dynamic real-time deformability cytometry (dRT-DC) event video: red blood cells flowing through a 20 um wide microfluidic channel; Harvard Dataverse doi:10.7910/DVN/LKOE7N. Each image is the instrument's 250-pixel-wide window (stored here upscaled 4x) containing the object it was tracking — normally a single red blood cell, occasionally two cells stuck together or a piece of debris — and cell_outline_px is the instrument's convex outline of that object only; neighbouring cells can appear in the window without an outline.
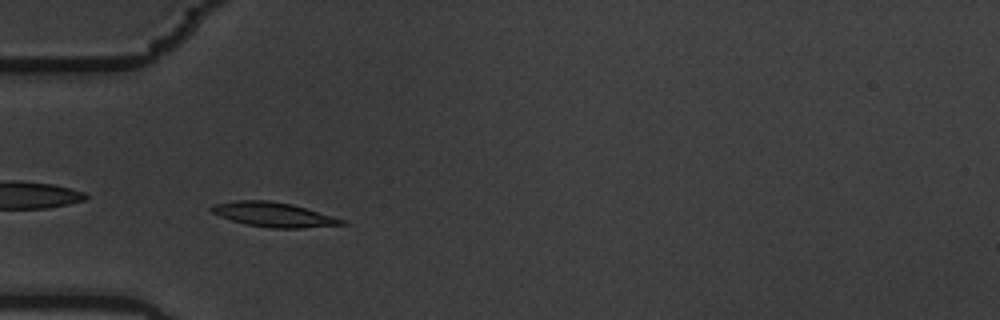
{"species": "common noctule bat (a hibernating species)", "species_latin": "Nyctalus noctula", "temperature_condition": "warm", "stored_images_in_passage": 41, "camera_frame_rate_fps": 3000, "um_per_image_px": 0.085, "animal": {"sex": "male", "body_mass_g": 19.5, "forearm_length_mm": 54.6}, "frame": {"image": 1, "passage_image": 2, "time_ms": 0.333, "image_size_px": [1000, 320], "cell_outline_px": [[348, 224], [300, 228], [268, 228], [244, 224], [220, 216], [212, 212], [208, 208], [212, 204], [236, 200], [268, 200], [292, 204], [332, 216], [344, 220]], "centroid_in_image_um": [23.2, 18.23], "position_along_channel_um": 61.8, "area_um2": 18.61}}
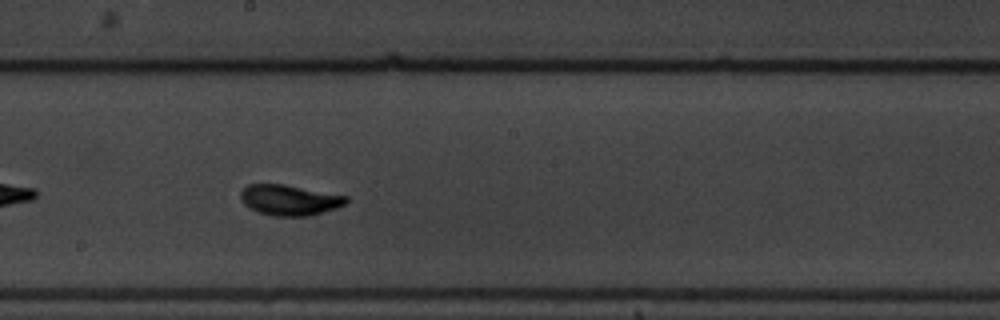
{"frame": {"image": 2, "passage_image": 16, "time_ms": 5.0, "image_size_px": [1000, 320], "cell_outline_px": [[348, 204], [324, 212], [308, 216], [272, 216], [248, 208], [240, 200], [240, 192], [248, 184], [284, 184], [348, 196]], "centroid_in_image_um": [24.61, 17.0], "position_along_channel_um": 223.6, "area_um2": 18.96}}
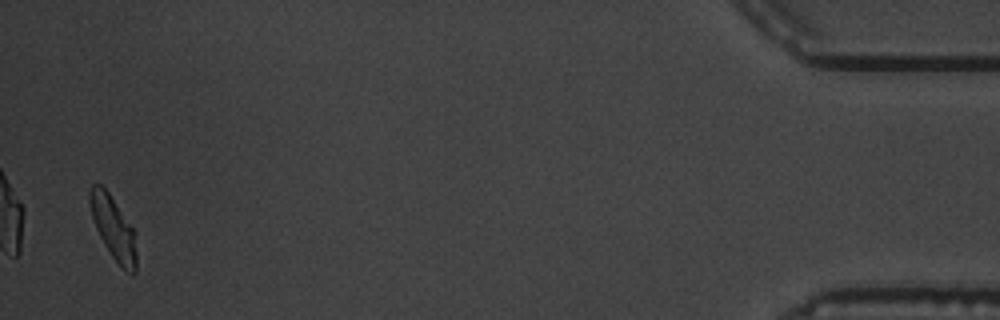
{"frame": {"image": 3, "passage_image": 40, "time_ms": 13.0, "image_size_px": [1000, 320], "cell_outline_px": [[136, 272], [128, 272], [120, 268], [104, 244], [96, 228], [92, 216], [88, 200], [88, 188], [92, 184], [100, 184], [108, 192], [136, 232]], "centroid_in_image_um": [9.63, 19.37], "position_along_channel_um": 425.6, "area_um2": 17.22}, "authors_computed_cell_mechanics": {"area_um2": 17.918, "velocity_mm_per_s": 3.5374, "shape_relaxation_time_tau1_ms": 1.8682, "shape_relaxation_time_tau2_ms": 0.6581, "deformation_change_tau1": 0.1262, "deformation_change_tau2": 0.0491}}